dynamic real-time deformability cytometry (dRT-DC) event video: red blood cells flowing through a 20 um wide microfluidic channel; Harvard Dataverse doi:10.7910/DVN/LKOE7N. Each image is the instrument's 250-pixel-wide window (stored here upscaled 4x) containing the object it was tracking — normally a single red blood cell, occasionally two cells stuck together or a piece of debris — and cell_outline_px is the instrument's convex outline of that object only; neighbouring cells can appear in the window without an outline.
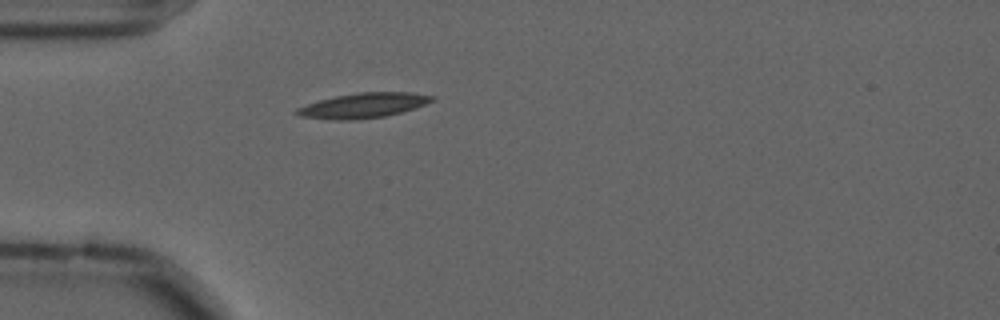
{"species": "common noctule bat (a hibernating species)", "species_latin": "Nyctalus noctula", "temperature_condition": "cold", "stored_images_in_passage": 42, "camera_frame_rate_fps": 3000, "um_per_image_px": 0.085, "animal": {"sex": "male", "forearm_length_mm": 52.5}, "frame": {"image": 1, "passage_image": 1, "time_ms": 0.0, "image_size_px": [1000, 320], "cell_outline_px": [[436, 100], [416, 108], [384, 116], [352, 120], [336, 120], [300, 116], [292, 112], [296, 108], [320, 100], [336, 96], [360, 92], [412, 92], [436, 96]], "centroid_in_image_um": [30.92, 8.96], "position_along_channel_um": 54.1, "area_um2": 19.65}}
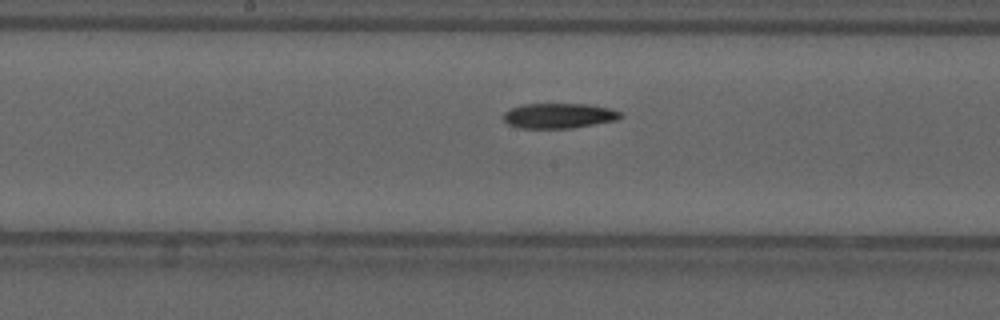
{"frame": {"image": 2, "passage_image": 14, "time_ms": 4.333, "image_size_px": [1000, 320], "cell_outline_px": [[624, 116], [616, 120], [572, 128], [516, 128], [508, 124], [504, 120], [504, 112], [508, 108], [524, 104], [588, 104], [612, 108], [620, 112]], "centroid_in_image_um": [47.49, 9.83], "position_along_channel_um": 200.7, "area_um2": 17.28}}
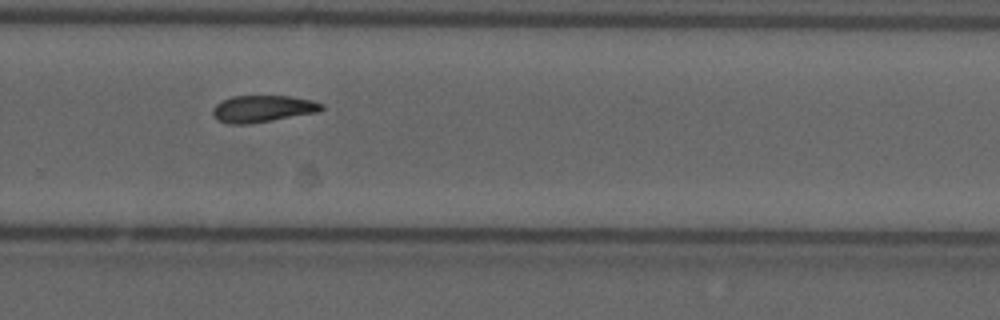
{"frame": {"image": 3, "passage_image": 23, "time_ms": 7.333, "image_size_px": [1000, 320], "cell_outline_px": [[324, 108], [320, 112], [248, 124], [228, 124], [216, 120], [212, 112], [212, 108], [220, 100], [232, 96], [288, 96], [312, 100], [324, 104]], "centroid_in_image_um": [22.31, 9.24], "position_along_channel_um": 307.5, "area_um2": 17.22}}